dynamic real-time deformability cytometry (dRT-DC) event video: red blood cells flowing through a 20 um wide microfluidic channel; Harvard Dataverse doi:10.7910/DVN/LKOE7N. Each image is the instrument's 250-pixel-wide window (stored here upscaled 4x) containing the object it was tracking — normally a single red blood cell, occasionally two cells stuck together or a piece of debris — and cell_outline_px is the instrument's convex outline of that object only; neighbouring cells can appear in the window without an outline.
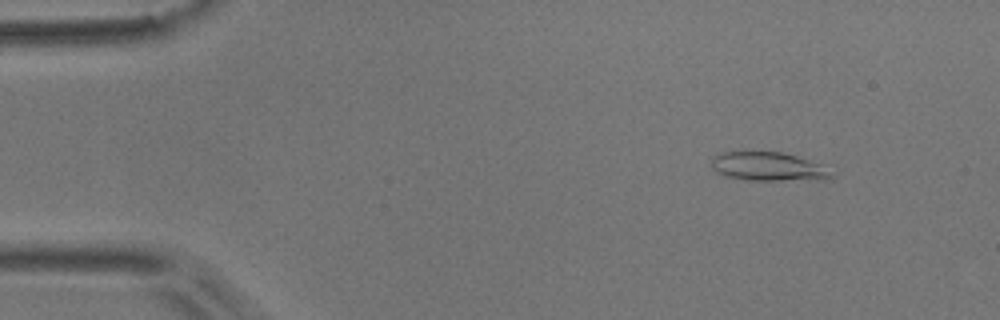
{"species": "common noctule bat (a hibernating species)", "species_latin": "Nyctalus noctula", "temperature_condition": "room temperature", "stored_images_in_passage": 5, "camera_frame_rate_fps": 3000, "um_per_image_px": 0.085, "animal": {"sex": "male", "body_mass_g": 17.9}, "frame": {"image": 1, "passage_image": 1, "time_ms": 0.0, "image_size_px": [1000, 320], "cell_outline_px": [[836, 176], [824, 180], [752, 180], [724, 176], [716, 172], [712, 168], [712, 156], [724, 152], [744, 148], [780, 152], [796, 156], [820, 164], [836, 172]], "centroid_in_image_um": [65.3, 14.12], "position_along_channel_um": 19.7, "area_um2": 21.04}}
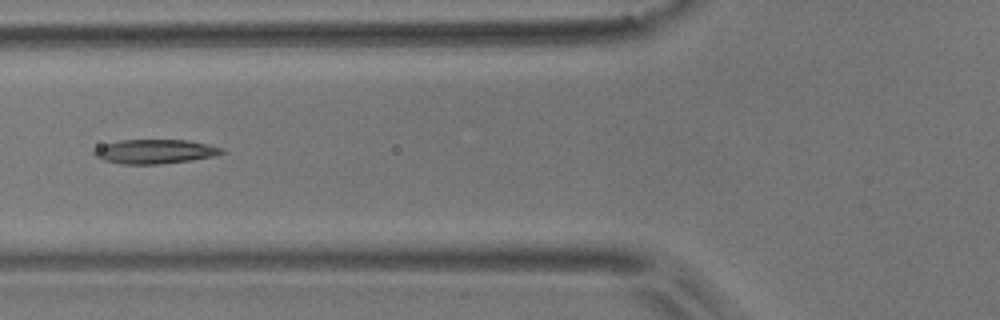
{"frame": {"image": 2, "passage_image": 5, "time_ms": 1.333, "image_size_px": [1000, 320], "cell_outline_px": [[224, 152], [212, 156], [192, 160], [156, 164], [120, 164], [104, 160], [96, 156], [92, 152], [96, 148], [104, 144], [120, 140], [188, 140], [224, 148]], "centroid_in_image_um": [13.15, 12.87], "position_along_channel_um": 112.7, "area_um2": 17.86}}